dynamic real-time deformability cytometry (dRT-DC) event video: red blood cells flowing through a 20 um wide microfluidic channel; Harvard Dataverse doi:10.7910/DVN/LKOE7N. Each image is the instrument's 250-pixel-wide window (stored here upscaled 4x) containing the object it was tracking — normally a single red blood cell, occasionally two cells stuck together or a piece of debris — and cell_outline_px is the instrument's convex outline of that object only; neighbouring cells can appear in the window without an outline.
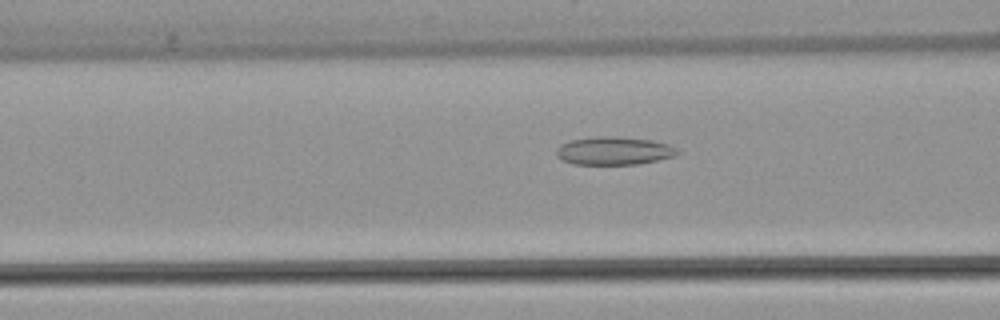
{"species": "common noctule bat (a hibernating species)", "species_latin": "Nyctalus noctula", "temperature_condition": "warm", "stored_images_in_passage": 50, "camera_frame_rate_fps": 3000, "um_per_image_px": 0.085, "animal": {"sex": "female", "body_mass_g": 22.7, "forearm_length_mm": 54.2}, "frame": {"image": 1, "passage_image": 20, "time_ms": 6.333, "image_size_px": [1000, 320], "cell_outline_px": [[680, 152], [676, 156], [640, 164], [572, 164], [560, 160], [556, 156], [556, 148], [560, 144], [568, 140], [596, 136], [616, 136], [652, 140], [668, 144], [676, 148]], "centroid_in_image_um": [52.15, 12.81], "position_along_channel_um": 114.4, "area_um2": 20.17}}
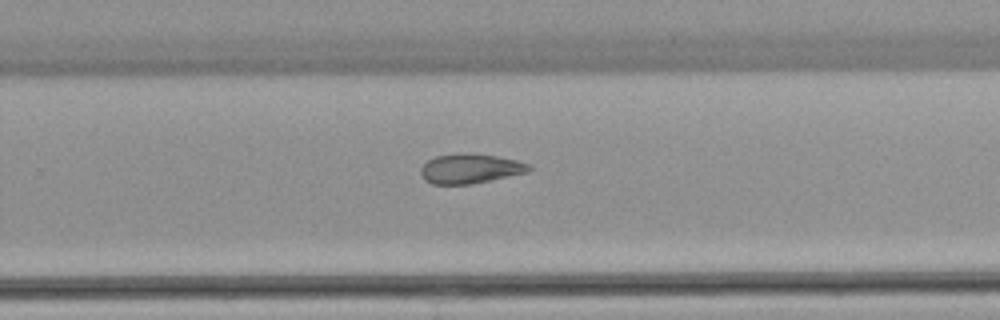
{"frame": {"image": 2, "passage_image": 33, "time_ms": 10.667, "image_size_px": [1000, 320], "cell_outline_px": [[532, 168], [528, 172], [472, 184], [432, 184], [424, 180], [420, 172], [420, 168], [428, 160], [436, 156], [496, 156], [516, 160], [532, 164]], "centroid_in_image_um": [39.99, 14.39], "position_along_channel_um": 289.8, "area_um2": 17.92}}
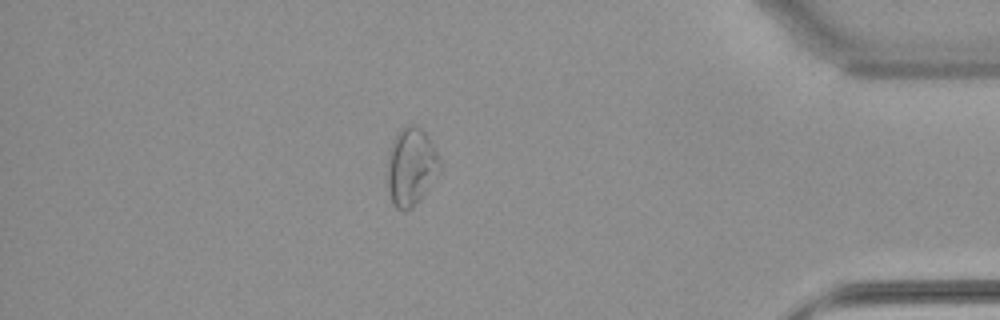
{"frame": {"image": 3, "passage_image": 44, "time_ms": 14.333, "image_size_px": [1000, 320], "cell_outline_px": [[440, 168], [416, 204], [404, 212], [400, 212], [392, 204], [388, 192], [388, 152], [392, 140], [396, 132], [404, 124], [416, 124], [428, 136], [440, 156]], "centroid_in_image_um": [34.91, 14.13], "position_along_channel_um": 400.3, "area_um2": 23.93}, "authors_computed_cell_mechanics": {"area_um2": 22.4264, "velocity_mm_per_s": 4.0545, "shape_relaxation_time_tau1_ms": null, "shape_relaxation_time_tau2_ms": 4.3638, "deformation_change_tau1": null, "deformation_change_tau2": 0.1311}}